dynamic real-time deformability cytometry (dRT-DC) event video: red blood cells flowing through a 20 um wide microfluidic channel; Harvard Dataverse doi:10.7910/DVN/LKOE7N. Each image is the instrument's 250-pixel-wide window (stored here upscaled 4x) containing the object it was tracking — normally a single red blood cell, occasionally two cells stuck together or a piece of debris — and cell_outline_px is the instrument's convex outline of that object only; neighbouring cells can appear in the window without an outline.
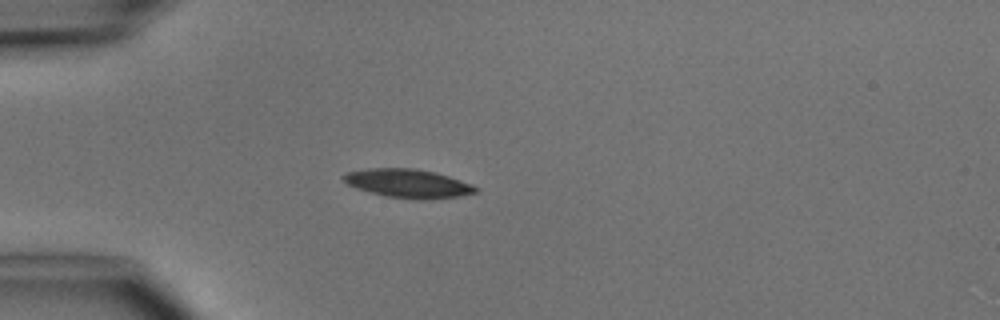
{"species": "common noctule bat (a hibernating species)", "species_latin": "Nyctalus noctula", "temperature_condition": "cold", "stored_images_in_passage": 4, "camera_frame_rate_fps": 3000, "um_per_image_px": 0.085, "animal": {"sex": "male", "body_mass_g": 15.6}, "frame": {"image": 1, "passage_image": 3, "time_ms": 2.333, "image_size_px": [1000, 320], "cell_outline_px": [[480, 188], [476, 192], [460, 196], [424, 200], [420, 200], [388, 196], [356, 188], [348, 184], [340, 176], [344, 172], [368, 168], [416, 168], [436, 172], [472, 184]], "centroid_in_image_um": [34.69, 15.58], "position_along_channel_um": 50.3, "area_um2": 22.14}}